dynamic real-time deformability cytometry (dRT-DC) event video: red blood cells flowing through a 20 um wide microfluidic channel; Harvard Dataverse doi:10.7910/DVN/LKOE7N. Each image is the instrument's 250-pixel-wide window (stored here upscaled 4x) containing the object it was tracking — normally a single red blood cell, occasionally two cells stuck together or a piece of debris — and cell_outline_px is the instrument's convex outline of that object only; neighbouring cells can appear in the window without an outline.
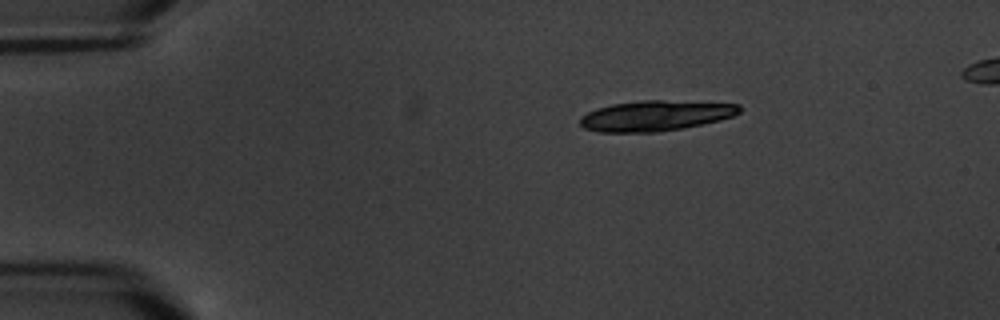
{"species": "common noctule bat (a hibernating species)", "species_latin": "Nyctalus noctula", "temperature_condition": "warm", "stored_images_in_passage": 3, "camera_frame_rate_fps": 3000, "um_per_image_px": 0.085, "animal": {"sex": "male", "body_mass_g": 20.1, "forearm_length_mm": 53.5}, "frame": {"image": 1, "passage_image": 3, "time_ms": 3.0, "image_size_px": [1000, 320], "cell_outline_px": [[740, 112], [732, 116], [720, 120], [704, 124], [684, 128], [656, 132], [600, 132], [584, 128], [580, 124], [580, 116], [596, 108], [612, 104], [644, 100], [660, 100], [740, 104]], "centroid_in_image_um": [55.71, 9.84], "position_along_channel_um": 29.3, "area_um2": 28.21}}